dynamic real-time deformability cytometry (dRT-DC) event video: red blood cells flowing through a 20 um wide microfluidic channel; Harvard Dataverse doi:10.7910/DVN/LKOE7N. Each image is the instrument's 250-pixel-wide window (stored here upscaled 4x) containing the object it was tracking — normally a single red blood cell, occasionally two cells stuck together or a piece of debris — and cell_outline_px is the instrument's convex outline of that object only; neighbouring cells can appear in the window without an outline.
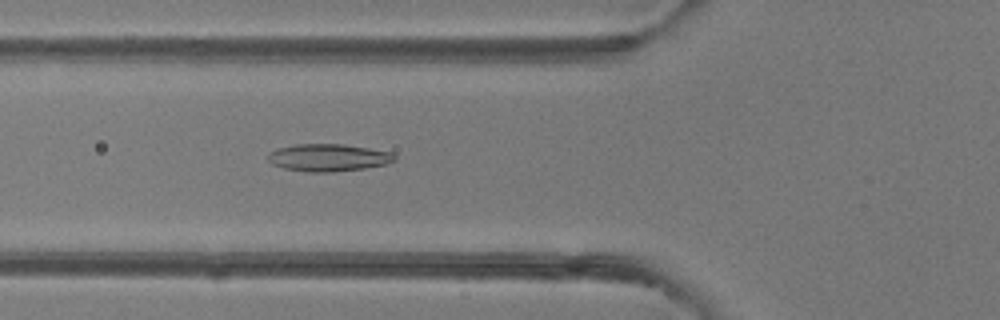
{"species": "common noctule bat (a hibernating species)", "species_latin": "Nyctalus noctula", "temperature_condition": "room temperature", "stored_images_in_passage": 49, "camera_frame_rate_fps": 3000, "um_per_image_px": 0.085, "animal": {"sex": "female"}, "frame": {"image": 1, "passage_image": 18, "time_ms": 5.667, "image_size_px": [1000, 320], "cell_outline_px": [[396, 160], [388, 164], [364, 168], [332, 172], [308, 172], [284, 168], [272, 164], [268, 160], [268, 152], [280, 148], [296, 144], [344, 144], [392, 152], [396, 156]], "centroid_in_image_um": [27.93, 13.4], "position_along_channel_um": 97.9, "area_um2": 20.23}}
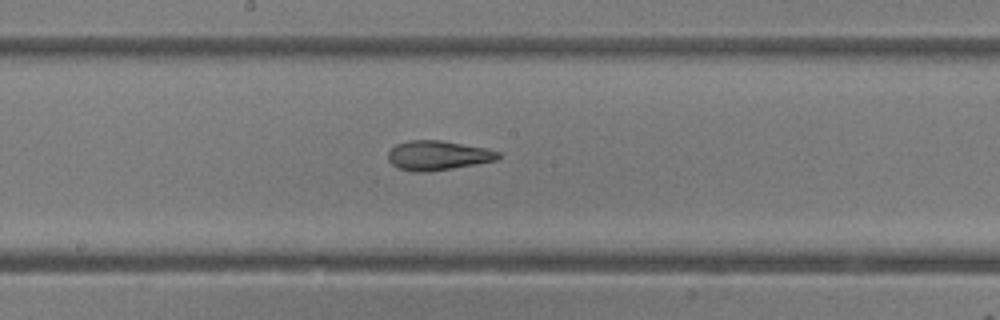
{"frame": {"image": 2, "passage_image": 26, "time_ms": 8.333, "image_size_px": [1000, 320], "cell_outline_px": [[500, 156], [496, 160], [476, 164], [428, 172], [412, 172], [396, 168], [388, 160], [388, 152], [396, 144], [408, 140], [440, 140], [484, 148], [500, 152]], "centroid_in_image_um": [37.17, 13.22], "position_along_channel_um": 211.0, "area_um2": 18.9}}
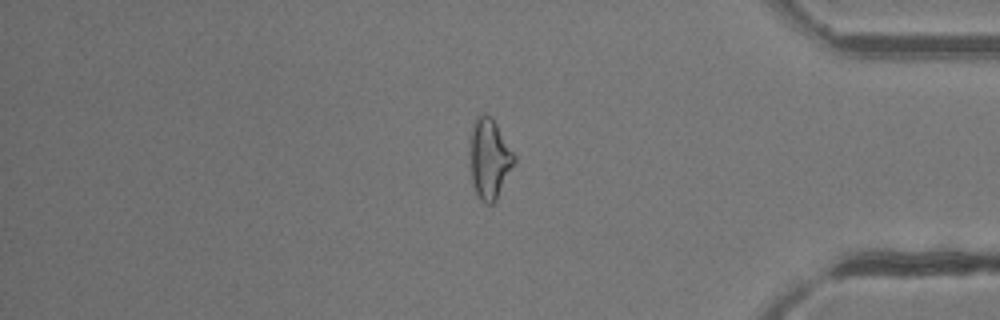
{"frame": {"image": 3, "passage_image": 41, "time_ms": 13.333, "image_size_px": [1000, 320], "cell_outline_px": [[516, 160], [496, 200], [492, 204], [484, 204], [480, 200], [472, 184], [468, 156], [468, 144], [472, 124], [476, 116], [484, 112], [492, 116], [516, 156]], "centroid_in_image_um": [41.55, 13.44], "position_along_channel_um": 393.6, "area_um2": 21.39}, "authors_computed_cell_mechanics": {"area_um2": 20.519, "velocity_mm_per_s": 4.2135, "shape_relaxation_time_tau1_ms": 9.9641, "shape_relaxation_time_tau2_ms": 3.1396, "deformation_change_tau1": 0.2238, "deformation_change_tau2": 0.1326}}